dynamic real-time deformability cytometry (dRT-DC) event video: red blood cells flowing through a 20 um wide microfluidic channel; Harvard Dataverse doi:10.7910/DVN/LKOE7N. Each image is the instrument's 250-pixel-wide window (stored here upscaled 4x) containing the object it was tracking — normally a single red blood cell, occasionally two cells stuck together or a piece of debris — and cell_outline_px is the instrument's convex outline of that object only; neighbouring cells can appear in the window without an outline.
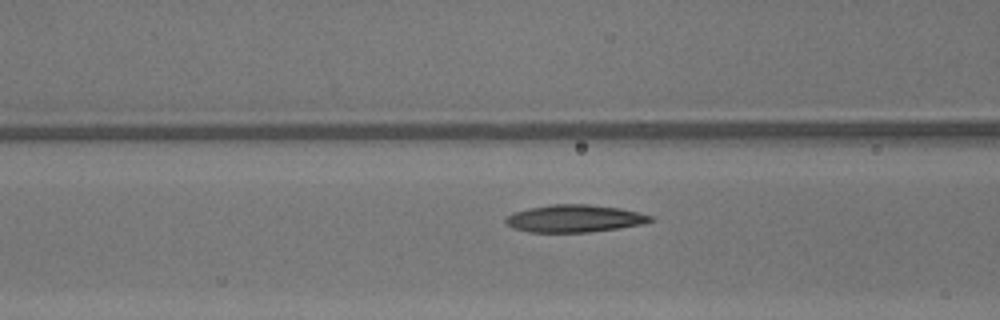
{"species": "common noctule bat (a hibernating species)", "species_latin": "Nyctalus noctula", "temperature_condition": "warm", "stored_images_in_passage": 36, "camera_frame_rate_fps": 3000, "um_per_image_px": 0.085, "animal": {"sex": "male", "body_mass_g": 13.3}, "frame": {"image": 1, "passage_image": 13, "time_ms": 4.0, "image_size_px": [1000, 320], "cell_outline_px": [[656, 220], [640, 224], [620, 228], [588, 232], [528, 232], [512, 228], [504, 220], [508, 216], [516, 212], [532, 208], [552, 204], [588, 204], [620, 208], [652, 216]], "centroid_in_image_um": [48.85, 18.58], "position_along_channel_um": 117.7, "area_um2": 22.89}}
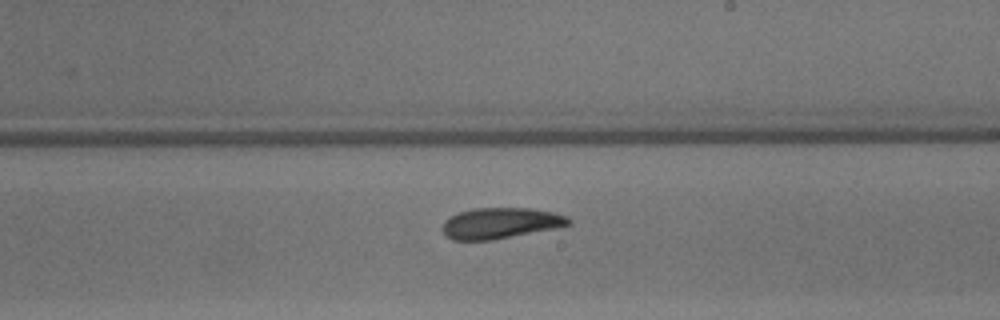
{"frame": {"image": 2, "passage_image": 22, "time_ms": 7.0, "image_size_px": [1000, 320], "cell_outline_px": [[572, 224], [556, 228], [492, 240], [452, 240], [444, 236], [440, 228], [444, 220], [460, 212], [476, 208], [532, 208], [552, 212], [564, 216], [572, 220]], "centroid_in_image_um": [42.5, 18.98], "position_along_channel_um": 246.5, "area_um2": 22.77}}
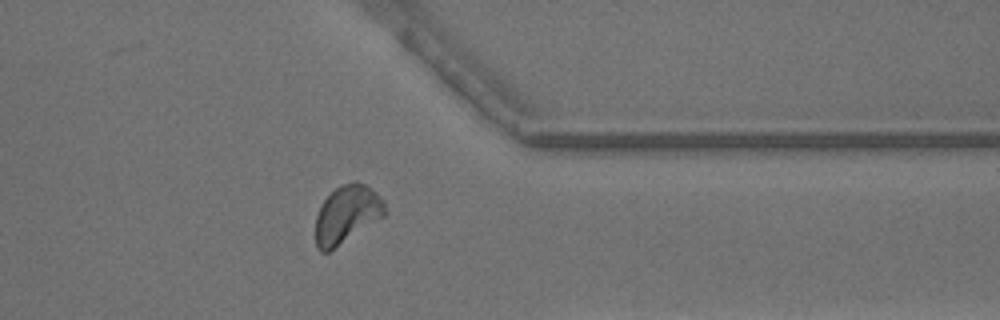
{"frame": {"image": 3, "passage_image": 32, "time_ms": 10.333, "image_size_px": [1000, 320], "cell_outline_px": [[388, 212], [384, 216], [328, 252], [320, 252], [316, 248], [316, 216], [324, 200], [340, 184], [352, 180], [356, 180], [364, 184], [376, 192], [384, 200]], "centroid_in_image_um": [29.5, 18.2], "position_along_channel_um": 381.9, "area_um2": 23.35}, "authors_computed_cell_mechanics": {"area_um2": 23.0622, "velocity_mm_per_s": 4.2988, "shape_relaxation_time_tau1_ms": 7.4934, "shape_relaxation_time_tau2_ms": 5.7114, "deformation_change_tau1": 0.1766, "deformation_change_tau2": 0.1361}}